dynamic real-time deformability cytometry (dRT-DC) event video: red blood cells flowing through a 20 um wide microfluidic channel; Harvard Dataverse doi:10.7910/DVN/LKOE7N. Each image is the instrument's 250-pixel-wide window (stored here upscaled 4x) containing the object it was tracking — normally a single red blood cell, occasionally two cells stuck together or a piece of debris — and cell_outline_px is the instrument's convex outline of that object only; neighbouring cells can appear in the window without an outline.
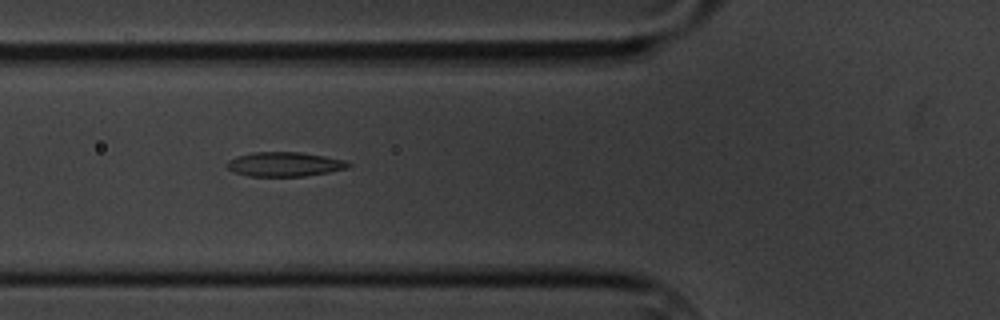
{"species": "common noctule bat (a hibernating species)", "species_latin": "Nyctalus noctula", "temperature_condition": "cold", "stored_images_in_passage": 4, "camera_frame_rate_fps": 3000, "um_per_image_px": 0.085, "animal": {"sex": "male", "body_mass_g": 20.1, "forearm_length_mm": 53.5}, "frame": {"image": 1, "passage_image": 3, "time_ms": 2.333, "image_size_px": [1000, 320], "cell_outline_px": [[352, 164], [348, 168], [328, 172], [304, 176], [248, 176], [232, 172], [228, 168], [228, 160], [236, 156], [252, 152], [300, 152], [324, 156], [344, 160]], "centroid_in_image_um": [24.17, 13.96], "position_along_channel_um": 101.6, "area_um2": 17.22}}
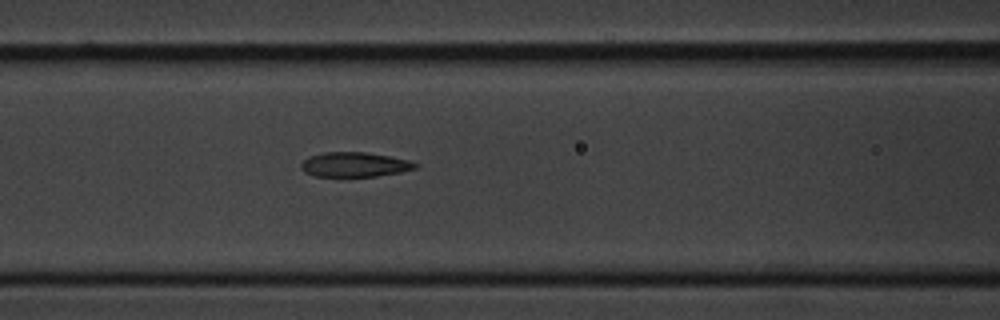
{"frame": {"image": 2, "passage_image": 4, "time_ms": 3.333, "image_size_px": [1000, 320], "cell_outline_px": [[420, 164], [416, 168], [400, 172], [376, 176], [316, 176], [304, 172], [300, 168], [300, 164], [308, 156], [324, 152], [364, 152], [412, 160]], "centroid_in_image_um": [30.15, 13.98], "position_along_channel_um": 136.5, "area_um2": 16.47}}